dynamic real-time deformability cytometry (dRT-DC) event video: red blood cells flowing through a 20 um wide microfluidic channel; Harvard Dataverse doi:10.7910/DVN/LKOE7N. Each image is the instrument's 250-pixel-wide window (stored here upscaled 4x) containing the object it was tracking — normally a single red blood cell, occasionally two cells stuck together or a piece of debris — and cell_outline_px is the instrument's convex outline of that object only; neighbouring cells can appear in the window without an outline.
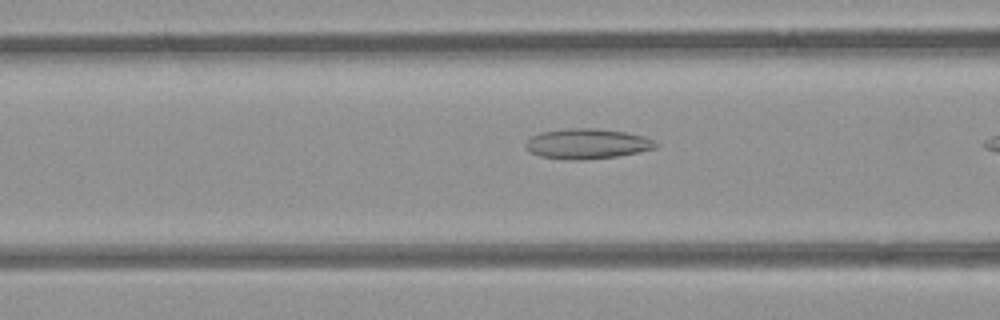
{"species": "common noctule bat (a hibernating species)", "species_latin": "Nyctalus noctula", "temperature_condition": "room temperature", "stored_images_in_passage": 8, "camera_frame_rate_fps": 3000, "um_per_image_px": 0.085, "animal": {"sex": "female", "body_mass_g": 21.9}, "frame": {"image": 1, "passage_image": 6, "time_ms": 1.667, "image_size_px": [1000, 320], "cell_outline_px": [[660, 144], [656, 148], [640, 152], [616, 156], [584, 160], [568, 160], [540, 156], [532, 152], [524, 144], [532, 136], [540, 132], [568, 128], [596, 128], [624, 132], [644, 136]], "centroid_in_image_um": [49.93, 12.22], "position_along_channel_um": 116.7, "area_um2": 22.83}}